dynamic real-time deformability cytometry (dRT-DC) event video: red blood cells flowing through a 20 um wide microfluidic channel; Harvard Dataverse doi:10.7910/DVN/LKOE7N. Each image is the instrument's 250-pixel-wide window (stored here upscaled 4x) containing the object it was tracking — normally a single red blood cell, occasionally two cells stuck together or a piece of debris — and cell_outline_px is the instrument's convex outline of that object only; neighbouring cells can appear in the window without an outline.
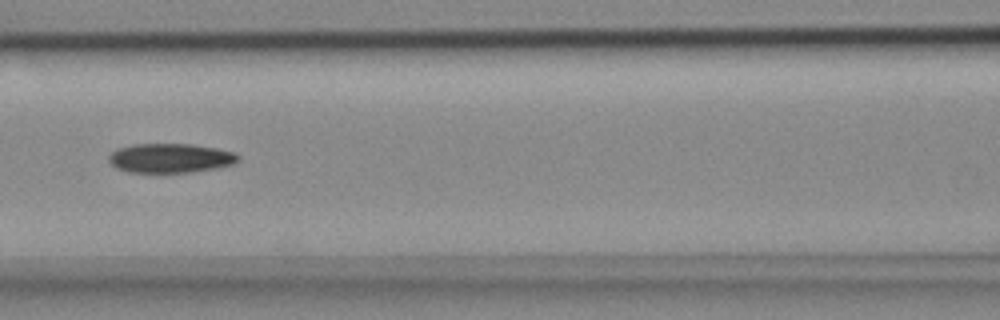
{"species": "common noctule bat (a hibernating species)", "species_latin": "Nyctalus noctula", "temperature_condition": "cold", "stored_images_in_passage": 9, "camera_frame_rate_fps": 3000, "um_per_image_px": 0.085, "animal": {"sex": "female", "body_mass_g": 18.4}, "frame": {"image": 1, "passage_image": 7, "time_ms": 2.0, "image_size_px": [1000, 320], "cell_outline_px": [[240, 156], [232, 164], [216, 168], [188, 172], [128, 172], [116, 168], [108, 160], [108, 156], [112, 152], [120, 148], [136, 144], [192, 144], [216, 148], [232, 152]], "centroid_in_image_um": [14.45, 13.44], "position_along_channel_um": 152.1, "area_um2": 21.79}}
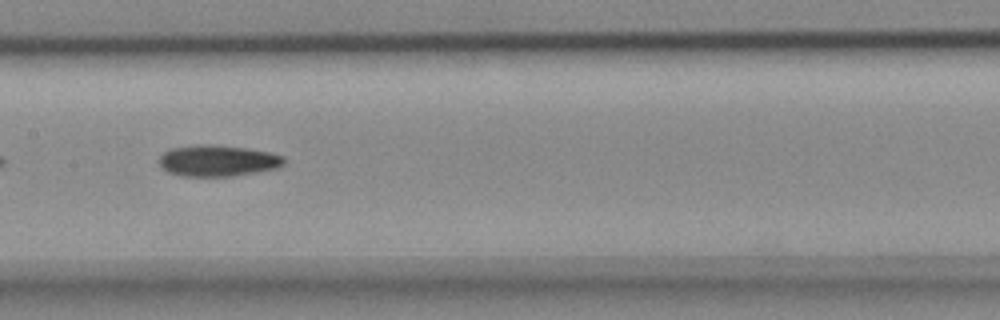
{"frame": {"image": 2, "passage_image": 8, "time_ms": 2.333, "image_size_px": [1000, 320], "cell_outline_px": [[284, 164], [276, 168], [256, 172], [232, 176], [180, 176], [168, 172], [160, 164], [160, 156], [164, 152], [172, 148], [200, 144], [212, 144], [248, 148], [268, 152], [284, 156]], "centroid_in_image_um": [18.51, 13.65], "position_along_channel_um": 188.9, "area_um2": 22.66}}
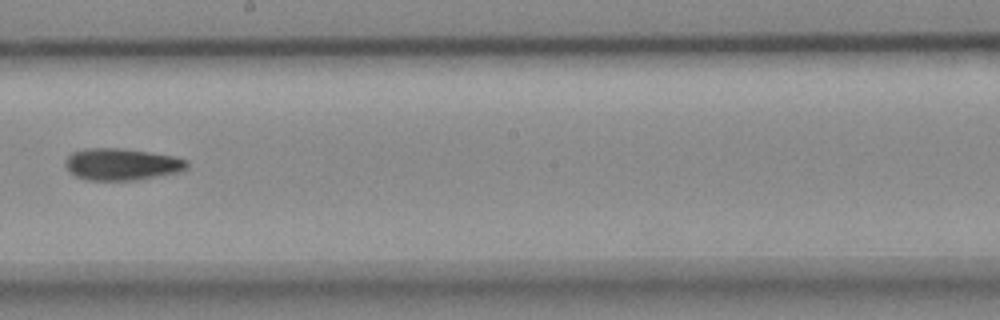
{"frame": {"image": 3, "passage_image": 9, "time_ms": 2.667, "image_size_px": [1000, 320], "cell_outline_px": [[188, 168], [176, 172], [136, 180], [84, 180], [76, 176], [64, 164], [64, 160], [72, 152], [88, 148], [120, 148], [176, 156], [188, 160]], "centroid_in_image_um": [10.34, 13.96], "position_along_channel_um": 237.9, "area_um2": 22.48}}